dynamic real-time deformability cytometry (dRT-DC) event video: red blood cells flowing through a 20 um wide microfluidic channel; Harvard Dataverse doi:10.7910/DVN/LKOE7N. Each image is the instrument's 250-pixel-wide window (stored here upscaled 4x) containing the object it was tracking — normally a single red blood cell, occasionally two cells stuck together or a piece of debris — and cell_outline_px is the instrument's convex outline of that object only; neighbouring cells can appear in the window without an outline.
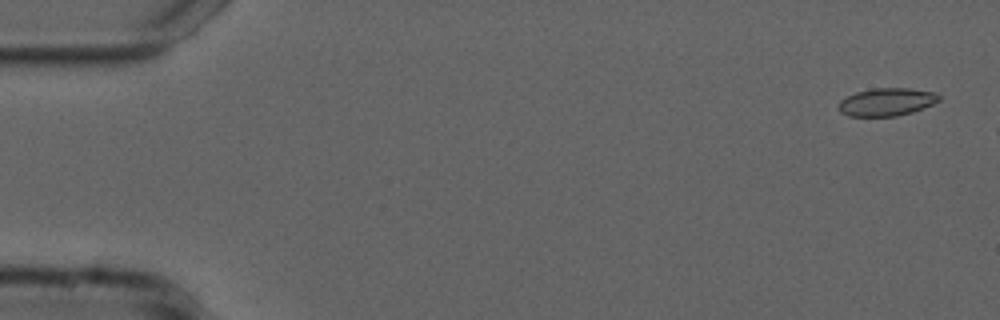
{"species": "common noctule bat (a hibernating species)", "species_latin": "Nyctalus noctula", "temperature_condition": "cold", "stored_images_in_passage": 11, "camera_frame_rate_fps": 3000, "um_per_image_px": 0.085, "animal": {"sex": "male", "forearm_length_mm": 52.5}, "frame": {"image": 1, "passage_image": 2, "time_ms": 0.333, "image_size_px": [1000, 320], "cell_outline_px": [[940, 100], [932, 104], [912, 112], [896, 116], [848, 116], [840, 112], [836, 104], [840, 100], [856, 92], [872, 88], [908, 88], [932, 92], [940, 96]], "centroid_in_image_um": [75.31, 8.67], "position_along_channel_um": 9.7, "area_um2": 16.24}}